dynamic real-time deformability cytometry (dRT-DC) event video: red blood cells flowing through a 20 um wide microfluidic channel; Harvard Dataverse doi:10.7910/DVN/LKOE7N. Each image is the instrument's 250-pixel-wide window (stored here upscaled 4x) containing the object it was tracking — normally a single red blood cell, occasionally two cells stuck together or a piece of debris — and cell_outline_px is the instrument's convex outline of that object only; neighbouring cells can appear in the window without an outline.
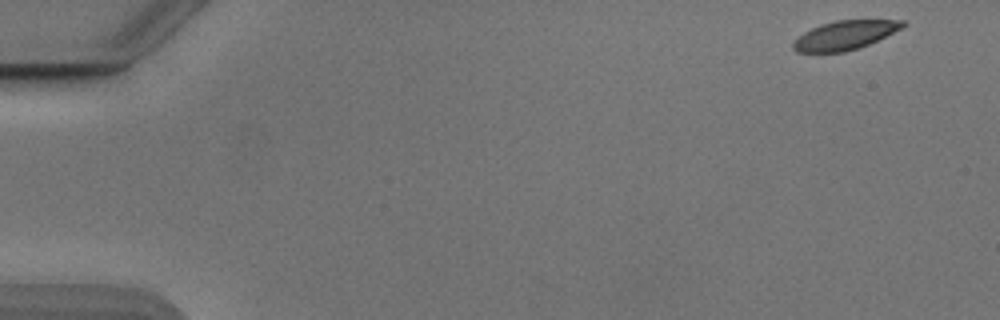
{"species": "Egyptian fruit bat (a non-hibernating species)", "species_latin": "Rousettus aegyptiacus", "temperature_condition": "cold", "stored_images_in_passage": 8, "camera_frame_rate_fps": 3000, "um_per_image_px": 0.085, "animal": {"sex": "male"}, "frame": {"image": 1, "passage_image": 1, "time_ms": 0.0, "image_size_px": [1000, 320], "cell_outline_px": [[908, 24], [904, 28], [868, 44], [844, 52], [796, 52], [792, 48], [792, 40], [804, 32], [820, 24], [836, 20], [904, 20]], "centroid_in_image_um": [71.81, 2.98], "position_along_channel_um": 13.2, "area_um2": 18.55}}